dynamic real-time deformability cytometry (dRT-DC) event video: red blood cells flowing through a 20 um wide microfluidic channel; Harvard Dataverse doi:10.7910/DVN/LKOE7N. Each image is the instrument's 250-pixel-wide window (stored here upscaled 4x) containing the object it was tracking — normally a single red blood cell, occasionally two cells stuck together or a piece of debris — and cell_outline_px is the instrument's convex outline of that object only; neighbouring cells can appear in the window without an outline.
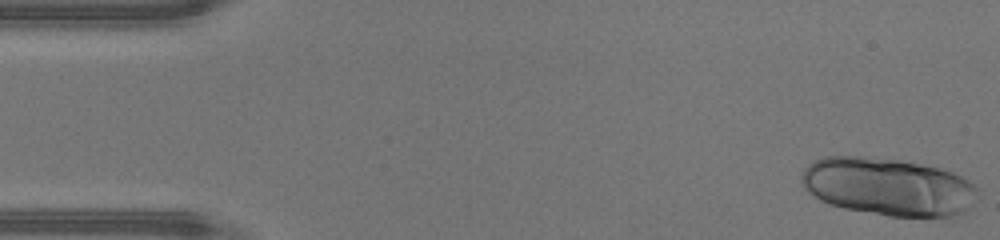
{"species": "human", "species_latin": "Homo sapiens", "temperature_condition": "warm", "stored_images_in_passage": 43, "segment_of_instrument_passage": [1, 2], "camera_frame_rate_fps": 3000, "um_per_image_px": 0.085, "donor": {"sex": "male"}, "frame": {"image": 1, "passage_image": 1, "time_ms": 0.0, "image_size_px": [1000, 240], "cell_outline_px": [[980, 196], [964, 212], [952, 216], [888, 216], [844, 208], [820, 200], [808, 192], [804, 188], [800, 180], [800, 176], [804, 168], [808, 164], [824, 156], [860, 156], [900, 160], [940, 168], [952, 172], [976, 184], [980, 192]], "centroid_in_image_um": [75.51, 15.86], "position_along_channel_um": 9.5, "area_um2": 59.65}}
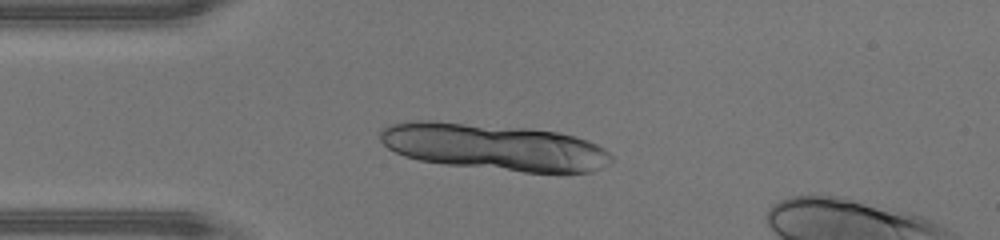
{"frame": {"image": 2, "passage_image": 11, "time_ms": 3.333, "image_size_px": [1000, 240], "cell_outline_px": [[612, 160], [600, 168], [592, 172], [564, 176], [444, 164], [420, 160], [404, 156], [388, 148], [380, 140], [380, 132], [384, 128], [392, 124], [416, 120], [432, 120], [528, 128], [560, 132], [576, 136], [588, 140], [604, 148], [612, 156]], "centroid_in_image_um": [42.09, 12.52], "position_along_channel_um": 42.9, "area_um2": 63.87}}